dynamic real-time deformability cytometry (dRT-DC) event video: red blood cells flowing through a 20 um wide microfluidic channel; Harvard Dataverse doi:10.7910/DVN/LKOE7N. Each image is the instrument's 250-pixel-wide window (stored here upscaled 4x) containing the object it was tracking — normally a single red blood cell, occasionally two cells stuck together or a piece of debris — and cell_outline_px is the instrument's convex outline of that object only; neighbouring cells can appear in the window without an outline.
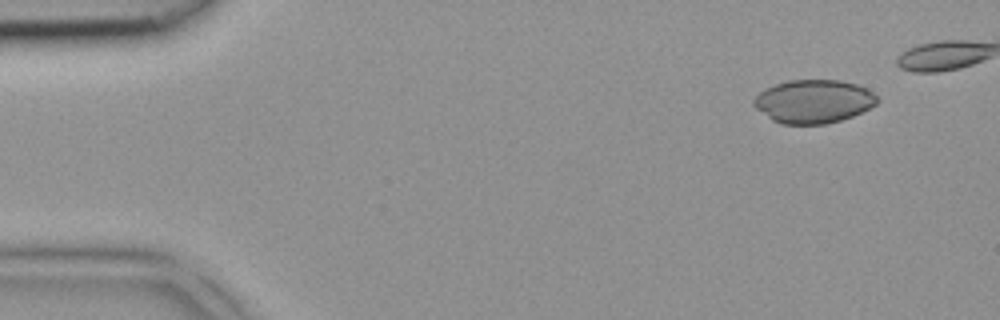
{"species": "common noctule bat (a hibernating species)", "species_latin": "Nyctalus noctula", "temperature_condition": "room temperature", "stored_images_in_passage": 6, "camera_frame_rate_fps": 3000, "um_per_image_px": 0.085, "animal": {"sex": "female", "body_mass_g": 18.4}, "frame": {"image": 1, "passage_image": 1, "time_ms": 0.0, "image_size_px": [1000, 320], "cell_outline_px": [[880, 100], [876, 104], [852, 116], [840, 120], [824, 124], [780, 124], [772, 120], [756, 108], [752, 104], [752, 100], [764, 88], [788, 80], [840, 80], [856, 84], [872, 92]], "centroid_in_image_um": [69.12, 8.62], "position_along_channel_um": 15.9, "area_um2": 31.1}}
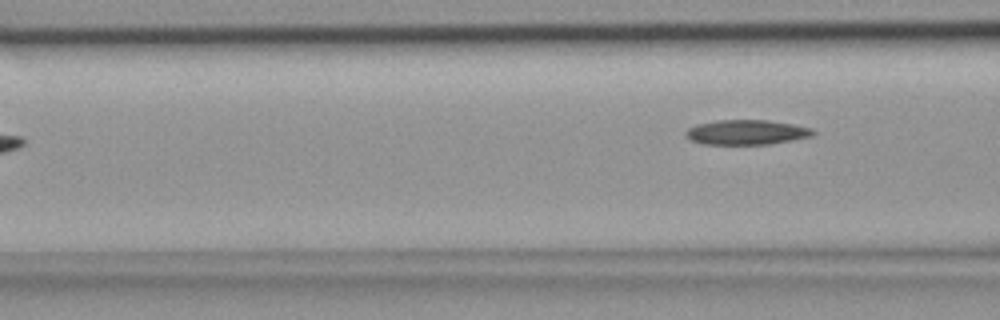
{"frame": {"image": 2, "passage_image": 6, "time_ms": 1.667, "image_size_px": [1000, 320], "cell_outline_px": [[816, 132], [812, 136], [792, 140], [768, 144], [704, 144], [692, 140], [684, 136], [684, 132], [688, 128], [696, 124], [716, 120], [768, 120], [792, 124], [812, 128]], "centroid_in_image_um": [63.43, 11.23], "position_along_channel_um": 103.2, "area_um2": 18.44}}